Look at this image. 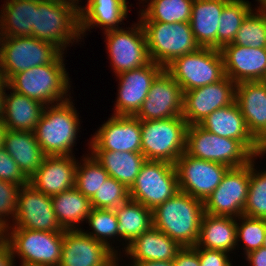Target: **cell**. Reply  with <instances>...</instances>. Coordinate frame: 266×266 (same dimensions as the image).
<instances>
[{
  "label": "cell",
  "instance_id": "cell-1",
  "mask_svg": "<svg viewBox=\"0 0 266 266\" xmlns=\"http://www.w3.org/2000/svg\"><path fill=\"white\" fill-rule=\"evenodd\" d=\"M203 215L204 202L179 190L152 210L153 227L181 247H194L198 241Z\"/></svg>",
  "mask_w": 266,
  "mask_h": 266
},
{
  "label": "cell",
  "instance_id": "cell-2",
  "mask_svg": "<svg viewBox=\"0 0 266 266\" xmlns=\"http://www.w3.org/2000/svg\"><path fill=\"white\" fill-rule=\"evenodd\" d=\"M63 54L62 52L51 64L39 65L13 75L7 81L8 87L46 106L73 98L69 92L72 84Z\"/></svg>",
  "mask_w": 266,
  "mask_h": 266
},
{
  "label": "cell",
  "instance_id": "cell-3",
  "mask_svg": "<svg viewBox=\"0 0 266 266\" xmlns=\"http://www.w3.org/2000/svg\"><path fill=\"white\" fill-rule=\"evenodd\" d=\"M71 100L45 106L35 127V138L46 156L74 155L81 119Z\"/></svg>",
  "mask_w": 266,
  "mask_h": 266
},
{
  "label": "cell",
  "instance_id": "cell-4",
  "mask_svg": "<svg viewBox=\"0 0 266 266\" xmlns=\"http://www.w3.org/2000/svg\"><path fill=\"white\" fill-rule=\"evenodd\" d=\"M33 37L52 43L65 53L70 43L81 40L79 7L63 0L36 1Z\"/></svg>",
  "mask_w": 266,
  "mask_h": 266
},
{
  "label": "cell",
  "instance_id": "cell-5",
  "mask_svg": "<svg viewBox=\"0 0 266 266\" xmlns=\"http://www.w3.org/2000/svg\"><path fill=\"white\" fill-rule=\"evenodd\" d=\"M64 232L6 228L3 239L13 257L21 260L20 266H59Z\"/></svg>",
  "mask_w": 266,
  "mask_h": 266
},
{
  "label": "cell",
  "instance_id": "cell-6",
  "mask_svg": "<svg viewBox=\"0 0 266 266\" xmlns=\"http://www.w3.org/2000/svg\"><path fill=\"white\" fill-rule=\"evenodd\" d=\"M187 127L183 116L141 121V153L147 160L175 164L186 151Z\"/></svg>",
  "mask_w": 266,
  "mask_h": 266
},
{
  "label": "cell",
  "instance_id": "cell-7",
  "mask_svg": "<svg viewBox=\"0 0 266 266\" xmlns=\"http://www.w3.org/2000/svg\"><path fill=\"white\" fill-rule=\"evenodd\" d=\"M147 41L149 59L165 68L173 60L196 51L190 22H141Z\"/></svg>",
  "mask_w": 266,
  "mask_h": 266
},
{
  "label": "cell",
  "instance_id": "cell-8",
  "mask_svg": "<svg viewBox=\"0 0 266 266\" xmlns=\"http://www.w3.org/2000/svg\"><path fill=\"white\" fill-rule=\"evenodd\" d=\"M188 155L236 168L250 163L255 156L238 140L220 137L199 124L189 125L186 130Z\"/></svg>",
  "mask_w": 266,
  "mask_h": 266
},
{
  "label": "cell",
  "instance_id": "cell-9",
  "mask_svg": "<svg viewBox=\"0 0 266 266\" xmlns=\"http://www.w3.org/2000/svg\"><path fill=\"white\" fill-rule=\"evenodd\" d=\"M62 51L35 37H1L0 71L4 81L30 68L51 64Z\"/></svg>",
  "mask_w": 266,
  "mask_h": 266
},
{
  "label": "cell",
  "instance_id": "cell-10",
  "mask_svg": "<svg viewBox=\"0 0 266 266\" xmlns=\"http://www.w3.org/2000/svg\"><path fill=\"white\" fill-rule=\"evenodd\" d=\"M164 69L183 92L215 83L225 76L220 49L208 47H199L192 53L178 57Z\"/></svg>",
  "mask_w": 266,
  "mask_h": 266
},
{
  "label": "cell",
  "instance_id": "cell-11",
  "mask_svg": "<svg viewBox=\"0 0 266 266\" xmlns=\"http://www.w3.org/2000/svg\"><path fill=\"white\" fill-rule=\"evenodd\" d=\"M178 191L179 184L174 164L146 160L129 188V198L153 210Z\"/></svg>",
  "mask_w": 266,
  "mask_h": 266
},
{
  "label": "cell",
  "instance_id": "cell-12",
  "mask_svg": "<svg viewBox=\"0 0 266 266\" xmlns=\"http://www.w3.org/2000/svg\"><path fill=\"white\" fill-rule=\"evenodd\" d=\"M131 27V28H130ZM130 27L104 32L113 73L138 69L150 62L144 28L140 21ZM126 29V30H125Z\"/></svg>",
  "mask_w": 266,
  "mask_h": 266
},
{
  "label": "cell",
  "instance_id": "cell-13",
  "mask_svg": "<svg viewBox=\"0 0 266 266\" xmlns=\"http://www.w3.org/2000/svg\"><path fill=\"white\" fill-rule=\"evenodd\" d=\"M251 178V162L229 168L221 183L204 201V213L213 216L243 215Z\"/></svg>",
  "mask_w": 266,
  "mask_h": 266
},
{
  "label": "cell",
  "instance_id": "cell-14",
  "mask_svg": "<svg viewBox=\"0 0 266 266\" xmlns=\"http://www.w3.org/2000/svg\"><path fill=\"white\" fill-rule=\"evenodd\" d=\"M179 190L203 202L221 183L229 167L184 152L175 162Z\"/></svg>",
  "mask_w": 266,
  "mask_h": 266
},
{
  "label": "cell",
  "instance_id": "cell-15",
  "mask_svg": "<svg viewBox=\"0 0 266 266\" xmlns=\"http://www.w3.org/2000/svg\"><path fill=\"white\" fill-rule=\"evenodd\" d=\"M7 228L61 232L51 197L35 189L31 184L22 185L17 196L15 219Z\"/></svg>",
  "mask_w": 266,
  "mask_h": 266
},
{
  "label": "cell",
  "instance_id": "cell-16",
  "mask_svg": "<svg viewBox=\"0 0 266 266\" xmlns=\"http://www.w3.org/2000/svg\"><path fill=\"white\" fill-rule=\"evenodd\" d=\"M236 84L226 75L219 81L183 92L182 116L187 125L201 123L213 111L235 101Z\"/></svg>",
  "mask_w": 266,
  "mask_h": 266
},
{
  "label": "cell",
  "instance_id": "cell-17",
  "mask_svg": "<svg viewBox=\"0 0 266 266\" xmlns=\"http://www.w3.org/2000/svg\"><path fill=\"white\" fill-rule=\"evenodd\" d=\"M183 91L172 76L163 69L152 82L141 109L140 121H152L182 116Z\"/></svg>",
  "mask_w": 266,
  "mask_h": 266
},
{
  "label": "cell",
  "instance_id": "cell-18",
  "mask_svg": "<svg viewBox=\"0 0 266 266\" xmlns=\"http://www.w3.org/2000/svg\"><path fill=\"white\" fill-rule=\"evenodd\" d=\"M163 69L160 64L150 61L143 67L116 75L119 86L112 115L136 116L147 97L152 82Z\"/></svg>",
  "mask_w": 266,
  "mask_h": 266
},
{
  "label": "cell",
  "instance_id": "cell-19",
  "mask_svg": "<svg viewBox=\"0 0 266 266\" xmlns=\"http://www.w3.org/2000/svg\"><path fill=\"white\" fill-rule=\"evenodd\" d=\"M88 145L89 150L141 152V121L136 116L111 115Z\"/></svg>",
  "mask_w": 266,
  "mask_h": 266
},
{
  "label": "cell",
  "instance_id": "cell-20",
  "mask_svg": "<svg viewBox=\"0 0 266 266\" xmlns=\"http://www.w3.org/2000/svg\"><path fill=\"white\" fill-rule=\"evenodd\" d=\"M117 257L82 230H65L59 266H108Z\"/></svg>",
  "mask_w": 266,
  "mask_h": 266
},
{
  "label": "cell",
  "instance_id": "cell-21",
  "mask_svg": "<svg viewBox=\"0 0 266 266\" xmlns=\"http://www.w3.org/2000/svg\"><path fill=\"white\" fill-rule=\"evenodd\" d=\"M224 73L235 84L266 81V48L227 44L220 49Z\"/></svg>",
  "mask_w": 266,
  "mask_h": 266
},
{
  "label": "cell",
  "instance_id": "cell-22",
  "mask_svg": "<svg viewBox=\"0 0 266 266\" xmlns=\"http://www.w3.org/2000/svg\"><path fill=\"white\" fill-rule=\"evenodd\" d=\"M235 102L250 135L266 151V81L236 84Z\"/></svg>",
  "mask_w": 266,
  "mask_h": 266
},
{
  "label": "cell",
  "instance_id": "cell-23",
  "mask_svg": "<svg viewBox=\"0 0 266 266\" xmlns=\"http://www.w3.org/2000/svg\"><path fill=\"white\" fill-rule=\"evenodd\" d=\"M77 162L74 156H45L29 184L50 197L68 191L75 187Z\"/></svg>",
  "mask_w": 266,
  "mask_h": 266
},
{
  "label": "cell",
  "instance_id": "cell-24",
  "mask_svg": "<svg viewBox=\"0 0 266 266\" xmlns=\"http://www.w3.org/2000/svg\"><path fill=\"white\" fill-rule=\"evenodd\" d=\"M199 125L220 137L240 141L255 157L265 155L266 151L250 135L239 106L231 105L219 108L209 114Z\"/></svg>",
  "mask_w": 266,
  "mask_h": 266
},
{
  "label": "cell",
  "instance_id": "cell-25",
  "mask_svg": "<svg viewBox=\"0 0 266 266\" xmlns=\"http://www.w3.org/2000/svg\"><path fill=\"white\" fill-rule=\"evenodd\" d=\"M127 0H87L85 6L79 7V28L82 40L86 31L94 27H102L103 32L119 27L127 18ZM91 27V28H90Z\"/></svg>",
  "mask_w": 266,
  "mask_h": 266
},
{
  "label": "cell",
  "instance_id": "cell-26",
  "mask_svg": "<svg viewBox=\"0 0 266 266\" xmlns=\"http://www.w3.org/2000/svg\"><path fill=\"white\" fill-rule=\"evenodd\" d=\"M182 247L162 231L151 227L135 238L123 252L131 262L173 261Z\"/></svg>",
  "mask_w": 266,
  "mask_h": 266
},
{
  "label": "cell",
  "instance_id": "cell-27",
  "mask_svg": "<svg viewBox=\"0 0 266 266\" xmlns=\"http://www.w3.org/2000/svg\"><path fill=\"white\" fill-rule=\"evenodd\" d=\"M230 0H193L190 26L200 47L217 49V30L224 6Z\"/></svg>",
  "mask_w": 266,
  "mask_h": 266
},
{
  "label": "cell",
  "instance_id": "cell-28",
  "mask_svg": "<svg viewBox=\"0 0 266 266\" xmlns=\"http://www.w3.org/2000/svg\"><path fill=\"white\" fill-rule=\"evenodd\" d=\"M5 92L3 123L8 130L34 132L46 105L10 89Z\"/></svg>",
  "mask_w": 266,
  "mask_h": 266
},
{
  "label": "cell",
  "instance_id": "cell-29",
  "mask_svg": "<svg viewBox=\"0 0 266 266\" xmlns=\"http://www.w3.org/2000/svg\"><path fill=\"white\" fill-rule=\"evenodd\" d=\"M3 147L28 179L41 166L46 156L34 132L7 129Z\"/></svg>",
  "mask_w": 266,
  "mask_h": 266
},
{
  "label": "cell",
  "instance_id": "cell-30",
  "mask_svg": "<svg viewBox=\"0 0 266 266\" xmlns=\"http://www.w3.org/2000/svg\"><path fill=\"white\" fill-rule=\"evenodd\" d=\"M236 218L204 213L195 247L222 250L228 253L237 247Z\"/></svg>",
  "mask_w": 266,
  "mask_h": 266
},
{
  "label": "cell",
  "instance_id": "cell-31",
  "mask_svg": "<svg viewBox=\"0 0 266 266\" xmlns=\"http://www.w3.org/2000/svg\"><path fill=\"white\" fill-rule=\"evenodd\" d=\"M94 158L112 177L128 189L133 185L143 164L147 160L141 152H119L90 150Z\"/></svg>",
  "mask_w": 266,
  "mask_h": 266
},
{
  "label": "cell",
  "instance_id": "cell-32",
  "mask_svg": "<svg viewBox=\"0 0 266 266\" xmlns=\"http://www.w3.org/2000/svg\"><path fill=\"white\" fill-rule=\"evenodd\" d=\"M114 211L118 220L117 239L121 238L117 241L125 242L122 248L124 250L135 238L153 226L152 210L130 198Z\"/></svg>",
  "mask_w": 266,
  "mask_h": 266
},
{
  "label": "cell",
  "instance_id": "cell-33",
  "mask_svg": "<svg viewBox=\"0 0 266 266\" xmlns=\"http://www.w3.org/2000/svg\"><path fill=\"white\" fill-rule=\"evenodd\" d=\"M36 1L6 0L0 10L1 37H33Z\"/></svg>",
  "mask_w": 266,
  "mask_h": 266
},
{
  "label": "cell",
  "instance_id": "cell-34",
  "mask_svg": "<svg viewBox=\"0 0 266 266\" xmlns=\"http://www.w3.org/2000/svg\"><path fill=\"white\" fill-rule=\"evenodd\" d=\"M51 200L55 216L63 230H81L79 224L87 220L93 209L90 198L75 187L51 197Z\"/></svg>",
  "mask_w": 266,
  "mask_h": 266
},
{
  "label": "cell",
  "instance_id": "cell-35",
  "mask_svg": "<svg viewBox=\"0 0 266 266\" xmlns=\"http://www.w3.org/2000/svg\"><path fill=\"white\" fill-rule=\"evenodd\" d=\"M140 2L143 5L148 3L143 6L147 8L139 11L140 22H190L193 0H141Z\"/></svg>",
  "mask_w": 266,
  "mask_h": 266
},
{
  "label": "cell",
  "instance_id": "cell-36",
  "mask_svg": "<svg viewBox=\"0 0 266 266\" xmlns=\"http://www.w3.org/2000/svg\"><path fill=\"white\" fill-rule=\"evenodd\" d=\"M253 10L251 2L230 0L223 8L217 30V49L233 42L243 20Z\"/></svg>",
  "mask_w": 266,
  "mask_h": 266
},
{
  "label": "cell",
  "instance_id": "cell-37",
  "mask_svg": "<svg viewBox=\"0 0 266 266\" xmlns=\"http://www.w3.org/2000/svg\"><path fill=\"white\" fill-rule=\"evenodd\" d=\"M81 159L82 163L77 162L75 188L91 199L109 174L90 152Z\"/></svg>",
  "mask_w": 266,
  "mask_h": 266
},
{
  "label": "cell",
  "instance_id": "cell-38",
  "mask_svg": "<svg viewBox=\"0 0 266 266\" xmlns=\"http://www.w3.org/2000/svg\"><path fill=\"white\" fill-rule=\"evenodd\" d=\"M256 7L243 20L233 44L266 48V11L262 7Z\"/></svg>",
  "mask_w": 266,
  "mask_h": 266
},
{
  "label": "cell",
  "instance_id": "cell-39",
  "mask_svg": "<svg viewBox=\"0 0 266 266\" xmlns=\"http://www.w3.org/2000/svg\"><path fill=\"white\" fill-rule=\"evenodd\" d=\"M85 222L88 223L91 230H93L88 232L81 229L85 234L105 244L117 256H121V251L118 253L117 249L115 250V248L112 247L113 242L110 243L112 238L117 239L118 220L114 209L93 208Z\"/></svg>",
  "mask_w": 266,
  "mask_h": 266
},
{
  "label": "cell",
  "instance_id": "cell-40",
  "mask_svg": "<svg viewBox=\"0 0 266 266\" xmlns=\"http://www.w3.org/2000/svg\"><path fill=\"white\" fill-rule=\"evenodd\" d=\"M257 158L251 161V178L243 215L266 219V170L254 168Z\"/></svg>",
  "mask_w": 266,
  "mask_h": 266
},
{
  "label": "cell",
  "instance_id": "cell-41",
  "mask_svg": "<svg viewBox=\"0 0 266 266\" xmlns=\"http://www.w3.org/2000/svg\"><path fill=\"white\" fill-rule=\"evenodd\" d=\"M236 234L237 246H239L238 242H243L244 256L252 251L258 250L264 244L266 219L241 215L236 218Z\"/></svg>",
  "mask_w": 266,
  "mask_h": 266
},
{
  "label": "cell",
  "instance_id": "cell-42",
  "mask_svg": "<svg viewBox=\"0 0 266 266\" xmlns=\"http://www.w3.org/2000/svg\"><path fill=\"white\" fill-rule=\"evenodd\" d=\"M129 199V189L116 179L109 177L90 199L93 208L115 209Z\"/></svg>",
  "mask_w": 266,
  "mask_h": 266
},
{
  "label": "cell",
  "instance_id": "cell-43",
  "mask_svg": "<svg viewBox=\"0 0 266 266\" xmlns=\"http://www.w3.org/2000/svg\"><path fill=\"white\" fill-rule=\"evenodd\" d=\"M20 185L0 179V228L4 231L14 221L17 211V196ZM7 217V218H6Z\"/></svg>",
  "mask_w": 266,
  "mask_h": 266
},
{
  "label": "cell",
  "instance_id": "cell-44",
  "mask_svg": "<svg viewBox=\"0 0 266 266\" xmlns=\"http://www.w3.org/2000/svg\"><path fill=\"white\" fill-rule=\"evenodd\" d=\"M0 179L20 186L29 183V179L4 147L0 148Z\"/></svg>",
  "mask_w": 266,
  "mask_h": 266
},
{
  "label": "cell",
  "instance_id": "cell-45",
  "mask_svg": "<svg viewBox=\"0 0 266 266\" xmlns=\"http://www.w3.org/2000/svg\"><path fill=\"white\" fill-rule=\"evenodd\" d=\"M199 256L200 266H233L228 252L193 247Z\"/></svg>",
  "mask_w": 266,
  "mask_h": 266
},
{
  "label": "cell",
  "instance_id": "cell-46",
  "mask_svg": "<svg viewBox=\"0 0 266 266\" xmlns=\"http://www.w3.org/2000/svg\"><path fill=\"white\" fill-rule=\"evenodd\" d=\"M173 263L174 266H200L198 253L193 247H182Z\"/></svg>",
  "mask_w": 266,
  "mask_h": 266
},
{
  "label": "cell",
  "instance_id": "cell-47",
  "mask_svg": "<svg viewBox=\"0 0 266 266\" xmlns=\"http://www.w3.org/2000/svg\"><path fill=\"white\" fill-rule=\"evenodd\" d=\"M251 266H266V248L260 247L244 256Z\"/></svg>",
  "mask_w": 266,
  "mask_h": 266
},
{
  "label": "cell",
  "instance_id": "cell-48",
  "mask_svg": "<svg viewBox=\"0 0 266 266\" xmlns=\"http://www.w3.org/2000/svg\"><path fill=\"white\" fill-rule=\"evenodd\" d=\"M16 259L12 255L9 244L2 239L0 241V266H16Z\"/></svg>",
  "mask_w": 266,
  "mask_h": 266
},
{
  "label": "cell",
  "instance_id": "cell-49",
  "mask_svg": "<svg viewBox=\"0 0 266 266\" xmlns=\"http://www.w3.org/2000/svg\"><path fill=\"white\" fill-rule=\"evenodd\" d=\"M131 266H174L173 261L157 260V261H143V262H130ZM129 264L127 266H130Z\"/></svg>",
  "mask_w": 266,
  "mask_h": 266
},
{
  "label": "cell",
  "instance_id": "cell-50",
  "mask_svg": "<svg viewBox=\"0 0 266 266\" xmlns=\"http://www.w3.org/2000/svg\"><path fill=\"white\" fill-rule=\"evenodd\" d=\"M6 90L8 91L7 82L2 79L0 81V120H2L4 116V99Z\"/></svg>",
  "mask_w": 266,
  "mask_h": 266
},
{
  "label": "cell",
  "instance_id": "cell-51",
  "mask_svg": "<svg viewBox=\"0 0 266 266\" xmlns=\"http://www.w3.org/2000/svg\"><path fill=\"white\" fill-rule=\"evenodd\" d=\"M7 131L6 126L3 123V120H0V148L4 145V135Z\"/></svg>",
  "mask_w": 266,
  "mask_h": 266
},
{
  "label": "cell",
  "instance_id": "cell-52",
  "mask_svg": "<svg viewBox=\"0 0 266 266\" xmlns=\"http://www.w3.org/2000/svg\"><path fill=\"white\" fill-rule=\"evenodd\" d=\"M120 256H118L110 265H108V266H120L119 265V261H120ZM119 260V261H118ZM124 266V265H123Z\"/></svg>",
  "mask_w": 266,
  "mask_h": 266
},
{
  "label": "cell",
  "instance_id": "cell-53",
  "mask_svg": "<svg viewBox=\"0 0 266 266\" xmlns=\"http://www.w3.org/2000/svg\"><path fill=\"white\" fill-rule=\"evenodd\" d=\"M63 1H68V2H70V3H73V4H75L77 7H80L81 5H78V4H81V3H79V2H82L81 0L79 1V0H63Z\"/></svg>",
  "mask_w": 266,
  "mask_h": 266
},
{
  "label": "cell",
  "instance_id": "cell-54",
  "mask_svg": "<svg viewBox=\"0 0 266 266\" xmlns=\"http://www.w3.org/2000/svg\"><path fill=\"white\" fill-rule=\"evenodd\" d=\"M259 7H262L265 3H266V0H256Z\"/></svg>",
  "mask_w": 266,
  "mask_h": 266
},
{
  "label": "cell",
  "instance_id": "cell-55",
  "mask_svg": "<svg viewBox=\"0 0 266 266\" xmlns=\"http://www.w3.org/2000/svg\"><path fill=\"white\" fill-rule=\"evenodd\" d=\"M4 231L0 228V241L3 239Z\"/></svg>",
  "mask_w": 266,
  "mask_h": 266
},
{
  "label": "cell",
  "instance_id": "cell-56",
  "mask_svg": "<svg viewBox=\"0 0 266 266\" xmlns=\"http://www.w3.org/2000/svg\"><path fill=\"white\" fill-rule=\"evenodd\" d=\"M25 1H37V2H42V1H45V0H25Z\"/></svg>",
  "mask_w": 266,
  "mask_h": 266
},
{
  "label": "cell",
  "instance_id": "cell-57",
  "mask_svg": "<svg viewBox=\"0 0 266 266\" xmlns=\"http://www.w3.org/2000/svg\"><path fill=\"white\" fill-rule=\"evenodd\" d=\"M263 247L266 248V236H265Z\"/></svg>",
  "mask_w": 266,
  "mask_h": 266
},
{
  "label": "cell",
  "instance_id": "cell-58",
  "mask_svg": "<svg viewBox=\"0 0 266 266\" xmlns=\"http://www.w3.org/2000/svg\"><path fill=\"white\" fill-rule=\"evenodd\" d=\"M262 8L266 11V3L262 6Z\"/></svg>",
  "mask_w": 266,
  "mask_h": 266
},
{
  "label": "cell",
  "instance_id": "cell-59",
  "mask_svg": "<svg viewBox=\"0 0 266 266\" xmlns=\"http://www.w3.org/2000/svg\"><path fill=\"white\" fill-rule=\"evenodd\" d=\"M3 78H2V75H1V71H0V81L2 80Z\"/></svg>",
  "mask_w": 266,
  "mask_h": 266
}]
</instances>
